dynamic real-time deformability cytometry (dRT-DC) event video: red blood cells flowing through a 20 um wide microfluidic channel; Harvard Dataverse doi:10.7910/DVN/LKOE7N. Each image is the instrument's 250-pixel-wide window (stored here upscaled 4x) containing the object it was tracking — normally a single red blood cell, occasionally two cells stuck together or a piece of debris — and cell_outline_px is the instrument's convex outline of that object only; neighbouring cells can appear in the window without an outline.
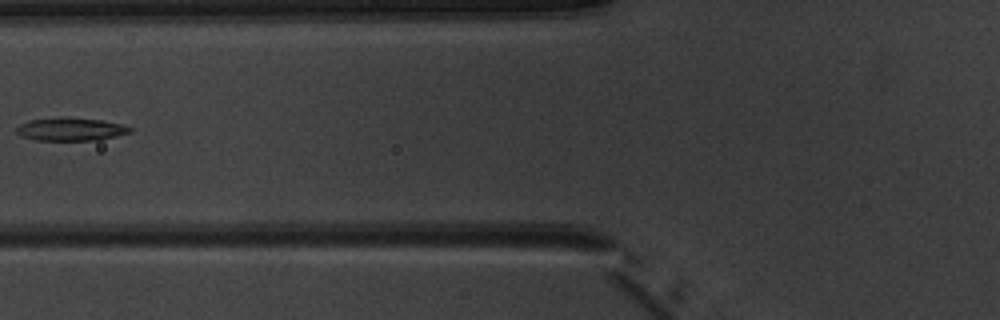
{"species": "common noctule bat (a hibernating species)", "species_latin": "Nyctalus noctula", "temperature_condition": "warm", "stored_images_in_passage": 5, "camera_frame_rate_fps": 3000, "um_per_image_px": 0.085, "animal": {"sex": "male", "body_mass_g": 20.1, "forearm_length_mm": 53.5}, "frame": {"image": 1, "passage_image": 5, "time_ms": 5.667, "image_size_px": [1000, 320], "cell_outline_px": [[132, 132], [100, 140], [36, 140], [20, 136], [16, 132], [16, 128], [20, 124], [28, 120], [64, 116], [68, 116], [100, 120], [124, 124], [132, 128]], "centroid_in_image_um": [6.01, 10.97], "position_along_channel_um": 119.8, "area_um2": 15.55}}